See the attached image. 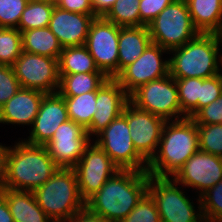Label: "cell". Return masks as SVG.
<instances>
[{"label": "cell", "mask_w": 222, "mask_h": 222, "mask_svg": "<svg viewBox=\"0 0 222 222\" xmlns=\"http://www.w3.org/2000/svg\"><path fill=\"white\" fill-rule=\"evenodd\" d=\"M149 174L120 169L91 196L85 207L112 222H121L148 192Z\"/></svg>", "instance_id": "6da1fadb"}, {"label": "cell", "mask_w": 222, "mask_h": 222, "mask_svg": "<svg viewBox=\"0 0 222 222\" xmlns=\"http://www.w3.org/2000/svg\"><path fill=\"white\" fill-rule=\"evenodd\" d=\"M198 150L197 124L191 118L166 121L158 149L148 162L147 173L156 177H173Z\"/></svg>", "instance_id": "7a4b0ae2"}, {"label": "cell", "mask_w": 222, "mask_h": 222, "mask_svg": "<svg viewBox=\"0 0 222 222\" xmlns=\"http://www.w3.org/2000/svg\"><path fill=\"white\" fill-rule=\"evenodd\" d=\"M11 146L5 188L34 192L59 169L43 145L29 144L22 138Z\"/></svg>", "instance_id": "3957f363"}, {"label": "cell", "mask_w": 222, "mask_h": 222, "mask_svg": "<svg viewBox=\"0 0 222 222\" xmlns=\"http://www.w3.org/2000/svg\"><path fill=\"white\" fill-rule=\"evenodd\" d=\"M220 34L199 33L181 47L169 51V74L173 78H211L221 72Z\"/></svg>", "instance_id": "277c9868"}, {"label": "cell", "mask_w": 222, "mask_h": 222, "mask_svg": "<svg viewBox=\"0 0 222 222\" xmlns=\"http://www.w3.org/2000/svg\"><path fill=\"white\" fill-rule=\"evenodd\" d=\"M33 193L38 205L53 222H68L85 208L74 168H59Z\"/></svg>", "instance_id": "5b68a950"}, {"label": "cell", "mask_w": 222, "mask_h": 222, "mask_svg": "<svg viewBox=\"0 0 222 222\" xmlns=\"http://www.w3.org/2000/svg\"><path fill=\"white\" fill-rule=\"evenodd\" d=\"M184 188L172 177L149 175L148 193L154 199L161 222H204L200 197L196 199L197 209Z\"/></svg>", "instance_id": "8992f818"}, {"label": "cell", "mask_w": 222, "mask_h": 222, "mask_svg": "<svg viewBox=\"0 0 222 222\" xmlns=\"http://www.w3.org/2000/svg\"><path fill=\"white\" fill-rule=\"evenodd\" d=\"M147 27L151 41L168 51L183 46L199 34L186 0H174Z\"/></svg>", "instance_id": "52a82bcc"}, {"label": "cell", "mask_w": 222, "mask_h": 222, "mask_svg": "<svg viewBox=\"0 0 222 222\" xmlns=\"http://www.w3.org/2000/svg\"><path fill=\"white\" fill-rule=\"evenodd\" d=\"M129 102L166 121L186 118L181 111L175 78L170 74L139 86L129 95Z\"/></svg>", "instance_id": "ba28073f"}, {"label": "cell", "mask_w": 222, "mask_h": 222, "mask_svg": "<svg viewBox=\"0 0 222 222\" xmlns=\"http://www.w3.org/2000/svg\"><path fill=\"white\" fill-rule=\"evenodd\" d=\"M93 141L112 159L119 169L147 172L148 162L136 151L127 119L121 114Z\"/></svg>", "instance_id": "9c48e42d"}, {"label": "cell", "mask_w": 222, "mask_h": 222, "mask_svg": "<svg viewBox=\"0 0 222 222\" xmlns=\"http://www.w3.org/2000/svg\"><path fill=\"white\" fill-rule=\"evenodd\" d=\"M119 34L120 26L97 16L90 24L85 42L96 66L109 79L118 75Z\"/></svg>", "instance_id": "30bf717a"}, {"label": "cell", "mask_w": 222, "mask_h": 222, "mask_svg": "<svg viewBox=\"0 0 222 222\" xmlns=\"http://www.w3.org/2000/svg\"><path fill=\"white\" fill-rule=\"evenodd\" d=\"M13 70L21 88L56 93L59 88L58 59L22 52L14 62Z\"/></svg>", "instance_id": "8fae6325"}, {"label": "cell", "mask_w": 222, "mask_h": 222, "mask_svg": "<svg viewBox=\"0 0 222 222\" xmlns=\"http://www.w3.org/2000/svg\"><path fill=\"white\" fill-rule=\"evenodd\" d=\"M74 170L77 175L80 196L86 202L120 169L92 140Z\"/></svg>", "instance_id": "7c38bea8"}, {"label": "cell", "mask_w": 222, "mask_h": 222, "mask_svg": "<svg viewBox=\"0 0 222 222\" xmlns=\"http://www.w3.org/2000/svg\"><path fill=\"white\" fill-rule=\"evenodd\" d=\"M169 51L151 42L141 56L125 67L114 79L130 95L139 86L165 77L169 74V58L163 54Z\"/></svg>", "instance_id": "4fadbf2b"}, {"label": "cell", "mask_w": 222, "mask_h": 222, "mask_svg": "<svg viewBox=\"0 0 222 222\" xmlns=\"http://www.w3.org/2000/svg\"><path fill=\"white\" fill-rule=\"evenodd\" d=\"M127 119L136 151L149 162L155 155L166 120L135 107L128 102L122 112Z\"/></svg>", "instance_id": "5bb4252c"}, {"label": "cell", "mask_w": 222, "mask_h": 222, "mask_svg": "<svg viewBox=\"0 0 222 222\" xmlns=\"http://www.w3.org/2000/svg\"><path fill=\"white\" fill-rule=\"evenodd\" d=\"M91 142L86 129L69 119L55 130L44 146L59 168H74Z\"/></svg>", "instance_id": "9a60e30c"}, {"label": "cell", "mask_w": 222, "mask_h": 222, "mask_svg": "<svg viewBox=\"0 0 222 222\" xmlns=\"http://www.w3.org/2000/svg\"><path fill=\"white\" fill-rule=\"evenodd\" d=\"M186 188H194L200 197L222 179V157L198 150L172 177Z\"/></svg>", "instance_id": "2e32d148"}, {"label": "cell", "mask_w": 222, "mask_h": 222, "mask_svg": "<svg viewBox=\"0 0 222 222\" xmlns=\"http://www.w3.org/2000/svg\"><path fill=\"white\" fill-rule=\"evenodd\" d=\"M67 120L68 112L63 96L58 92L45 94L31 130H28L30 135L23 140L44 146L51 140L55 130Z\"/></svg>", "instance_id": "e0dca14e"}, {"label": "cell", "mask_w": 222, "mask_h": 222, "mask_svg": "<svg viewBox=\"0 0 222 222\" xmlns=\"http://www.w3.org/2000/svg\"><path fill=\"white\" fill-rule=\"evenodd\" d=\"M129 102V95L115 79H108L96 91L97 111L92 117L91 125L86 129L93 140L114 119L118 118ZM94 137V138H92Z\"/></svg>", "instance_id": "ac0fdd59"}, {"label": "cell", "mask_w": 222, "mask_h": 222, "mask_svg": "<svg viewBox=\"0 0 222 222\" xmlns=\"http://www.w3.org/2000/svg\"><path fill=\"white\" fill-rule=\"evenodd\" d=\"M95 17L54 6L48 27L63 48L85 45L90 24Z\"/></svg>", "instance_id": "d6986e66"}, {"label": "cell", "mask_w": 222, "mask_h": 222, "mask_svg": "<svg viewBox=\"0 0 222 222\" xmlns=\"http://www.w3.org/2000/svg\"><path fill=\"white\" fill-rule=\"evenodd\" d=\"M44 95L45 93L38 90L20 88L0 108V123L32 127Z\"/></svg>", "instance_id": "ffe728a7"}, {"label": "cell", "mask_w": 222, "mask_h": 222, "mask_svg": "<svg viewBox=\"0 0 222 222\" xmlns=\"http://www.w3.org/2000/svg\"><path fill=\"white\" fill-rule=\"evenodd\" d=\"M151 42V36L147 26H120L118 74L125 67L135 62Z\"/></svg>", "instance_id": "44dd1931"}, {"label": "cell", "mask_w": 222, "mask_h": 222, "mask_svg": "<svg viewBox=\"0 0 222 222\" xmlns=\"http://www.w3.org/2000/svg\"><path fill=\"white\" fill-rule=\"evenodd\" d=\"M14 222H53L38 205L33 192L5 188L0 191Z\"/></svg>", "instance_id": "7402d4cb"}, {"label": "cell", "mask_w": 222, "mask_h": 222, "mask_svg": "<svg viewBox=\"0 0 222 222\" xmlns=\"http://www.w3.org/2000/svg\"><path fill=\"white\" fill-rule=\"evenodd\" d=\"M189 13L199 33L222 32V0H186Z\"/></svg>", "instance_id": "603a6c76"}, {"label": "cell", "mask_w": 222, "mask_h": 222, "mask_svg": "<svg viewBox=\"0 0 222 222\" xmlns=\"http://www.w3.org/2000/svg\"><path fill=\"white\" fill-rule=\"evenodd\" d=\"M24 52L59 58L63 47L49 27L37 28L21 32Z\"/></svg>", "instance_id": "cb8c5ba5"}, {"label": "cell", "mask_w": 222, "mask_h": 222, "mask_svg": "<svg viewBox=\"0 0 222 222\" xmlns=\"http://www.w3.org/2000/svg\"><path fill=\"white\" fill-rule=\"evenodd\" d=\"M101 72L85 45L64 47L58 58L59 75Z\"/></svg>", "instance_id": "d4e9b609"}, {"label": "cell", "mask_w": 222, "mask_h": 222, "mask_svg": "<svg viewBox=\"0 0 222 222\" xmlns=\"http://www.w3.org/2000/svg\"><path fill=\"white\" fill-rule=\"evenodd\" d=\"M58 93L63 97L97 91L109 78L103 72L59 75Z\"/></svg>", "instance_id": "484cf974"}, {"label": "cell", "mask_w": 222, "mask_h": 222, "mask_svg": "<svg viewBox=\"0 0 222 222\" xmlns=\"http://www.w3.org/2000/svg\"><path fill=\"white\" fill-rule=\"evenodd\" d=\"M63 98L67 106L68 118L87 129L97 111L96 91Z\"/></svg>", "instance_id": "4316f807"}, {"label": "cell", "mask_w": 222, "mask_h": 222, "mask_svg": "<svg viewBox=\"0 0 222 222\" xmlns=\"http://www.w3.org/2000/svg\"><path fill=\"white\" fill-rule=\"evenodd\" d=\"M53 4L29 0L22 12L18 29L23 32L37 28L47 27L54 9Z\"/></svg>", "instance_id": "83f0119b"}, {"label": "cell", "mask_w": 222, "mask_h": 222, "mask_svg": "<svg viewBox=\"0 0 222 222\" xmlns=\"http://www.w3.org/2000/svg\"><path fill=\"white\" fill-rule=\"evenodd\" d=\"M181 111L191 118L198 111L203 78H175Z\"/></svg>", "instance_id": "f1b7e54d"}, {"label": "cell", "mask_w": 222, "mask_h": 222, "mask_svg": "<svg viewBox=\"0 0 222 222\" xmlns=\"http://www.w3.org/2000/svg\"><path fill=\"white\" fill-rule=\"evenodd\" d=\"M140 0H117L103 16L108 21L121 26H140Z\"/></svg>", "instance_id": "f546056e"}, {"label": "cell", "mask_w": 222, "mask_h": 222, "mask_svg": "<svg viewBox=\"0 0 222 222\" xmlns=\"http://www.w3.org/2000/svg\"><path fill=\"white\" fill-rule=\"evenodd\" d=\"M22 52L21 31L17 28H0V65L12 67Z\"/></svg>", "instance_id": "4dcf8cb0"}, {"label": "cell", "mask_w": 222, "mask_h": 222, "mask_svg": "<svg viewBox=\"0 0 222 222\" xmlns=\"http://www.w3.org/2000/svg\"><path fill=\"white\" fill-rule=\"evenodd\" d=\"M204 222H222V179L200 196Z\"/></svg>", "instance_id": "1f68e13d"}, {"label": "cell", "mask_w": 222, "mask_h": 222, "mask_svg": "<svg viewBox=\"0 0 222 222\" xmlns=\"http://www.w3.org/2000/svg\"><path fill=\"white\" fill-rule=\"evenodd\" d=\"M199 150L222 157V124H197Z\"/></svg>", "instance_id": "d6a6232c"}, {"label": "cell", "mask_w": 222, "mask_h": 222, "mask_svg": "<svg viewBox=\"0 0 222 222\" xmlns=\"http://www.w3.org/2000/svg\"><path fill=\"white\" fill-rule=\"evenodd\" d=\"M121 222H161L152 196L147 192Z\"/></svg>", "instance_id": "836d02e7"}, {"label": "cell", "mask_w": 222, "mask_h": 222, "mask_svg": "<svg viewBox=\"0 0 222 222\" xmlns=\"http://www.w3.org/2000/svg\"><path fill=\"white\" fill-rule=\"evenodd\" d=\"M29 0H0V28H17Z\"/></svg>", "instance_id": "e575fe53"}, {"label": "cell", "mask_w": 222, "mask_h": 222, "mask_svg": "<svg viewBox=\"0 0 222 222\" xmlns=\"http://www.w3.org/2000/svg\"><path fill=\"white\" fill-rule=\"evenodd\" d=\"M21 88L13 67L0 65V108Z\"/></svg>", "instance_id": "d590c367"}, {"label": "cell", "mask_w": 222, "mask_h": 222, "mask_svg": "<svg viewBox=\"0 0 222 222\" xmlns=\"http://www.w3.org/2000/svg\"><path fill=\"white\" fill-rule=\"evenodd\" d=\"M222 94V74L203 79L200 98H198V110L216 101Z\"/></svg>", "instance_id": "8d00e7d4"}, {"label": "cell", "mask_w": 222, "mask_h": 222, "mask_svg": "<svg viewBox=\"0 0 222 222\" xmlns=\"http://www.w3.org/2000/svg\"><path fill=\"white\" fill-rule=\"evenodd\" d=\"M191 119L202 125L222 124V94L216 101L200 108Z\"/></svg>", "instance_id": "74e56055"}, {"label": "cell", "mask_w": 222, "mask_h": 222, "mask_svg": "<svg viewBox=\"0 0 222 222\" xmlns=\"http://www.w3.org/2000/svg\"><path fill=\"white\" fill-rule=\"evenodd\" d=\"M174 0H140V26H148L158 14Z\"/></svg>", "instance_id": "f35d334b"}, {"label": "cell", "mask_w": 222, "mask_h": 222, "mask_svg": "<svg viewBox=\"0 0 222 222\" xmlns=\"http://www.w3.org/2000/svg\"><path fill=\"white\" fill-rule=\"evenodd\" d=\"M56 6L70 12L94 15L91 0H59Z\"/></svg>", "instance_id": "ab89813d"}, {"label": "cell", "mask_w": 222, "mask_h": 222, "mask_svg": "<svg viewBox=\"0 0 222 222\" xmlns=\"http://www.w3.org/2000/svg\"><path fill=\"white\" fill-rule=\"evenodd\" d=\"M68 222H112V221L90 212L85 207L83 210L77 212Z\"/></svg>", "instance_id": "60d3db41"}, {"label": "cell", "mask_w": 222, "mask_h": 222, "mask_svg": "<svg viewBox=\"0 0 222 222\" xmlns=\"http://www.w3.org/2000/svg\"><path fill=\"white\" fill-rule=\"evenodd\" d=\"M8 146L0 143V191L5 189L7 177Z\"/></svg>", "instance_id": "b9f144b4"}, {"label": "cell", "mask_w": 222, "mask_h": 222, "mask_svg": "<svg viewBox=\"0 0 222 222\" xmlns=\"http://www.w3.org/2000/svg\"><path fill=\"white\" fill-rule=\"evenodd\" d=\"M117 0H91L94 15L104 16Z\"/></svg>", "instance_id": "7bdbcfd3"}, {"label": "cell", "mask_w": 222, "mask_h": 222, "mask_svg": "<svg viewBox=\"0 0 222 222\" xmlns=\"http://www.w3.org/2000/svg\"><path fill=\"white\" fill-rule=\"evenodd\" d=\"M0 222H14L4 195L0 192Z\"/></svg>", "instance_id": "ee69618b"}, {"label": "cell", "mask_w": 222, "mask_h": 222, "mask_svg": "<svg viewBox=\"0 0 222 222\" xmlns=\"http://www.w3.org/2000/svg\"><path fill=\"white\" fill-rule=\"evenodd\" d=\"M36 1H40V2H47L53 5H57V3L59 2V0H36Z\"/></svg>", "instance_id": "f6af8a7d"}]
</instances>
